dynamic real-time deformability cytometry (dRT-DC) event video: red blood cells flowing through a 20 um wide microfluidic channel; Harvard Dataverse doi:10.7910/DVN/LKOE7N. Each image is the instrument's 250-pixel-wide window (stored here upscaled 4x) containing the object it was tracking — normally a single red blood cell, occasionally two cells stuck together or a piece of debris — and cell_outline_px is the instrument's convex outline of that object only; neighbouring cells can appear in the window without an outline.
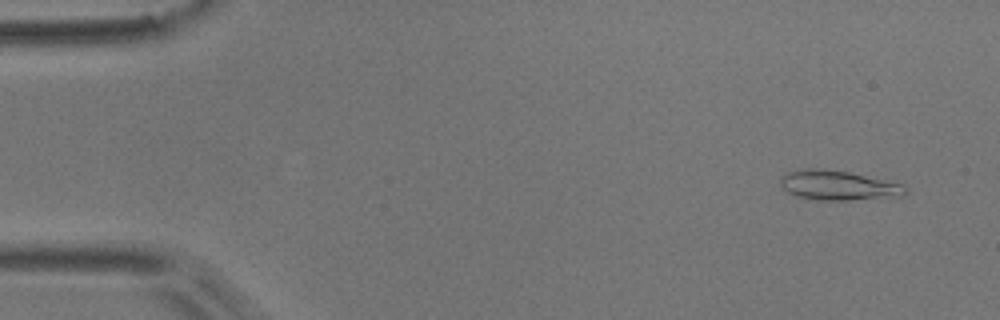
{"species": "common noctule bat (a hibernating species)", "species_latin": "Nyctalus noctula", "temperature_condition": "room temperature", "stored_images_in_passage": 3, "camera_frame_rate_fps": 3000, "um_per_image_px": 0.085, "animal": {"sex": "male", "body_mass_g": 17.9}, "frame": {"image": 1, "passage_image": 1, "time_ms": 0.0, "image_size_px": [1000, 320], "cell_outline_px": [[908, 192], [904, 196], [848, 200], [816, 200], [796, 196], [784, 192], [780, 188], [780, 180], [788, 172], [804, 168], [820, 168], [848, 172], [904, 184], [908, 188]], "centroid_in_image_um": [71.24, 15.77], "position_along_channel_um": 13.8, "area_um2": 21.85}}